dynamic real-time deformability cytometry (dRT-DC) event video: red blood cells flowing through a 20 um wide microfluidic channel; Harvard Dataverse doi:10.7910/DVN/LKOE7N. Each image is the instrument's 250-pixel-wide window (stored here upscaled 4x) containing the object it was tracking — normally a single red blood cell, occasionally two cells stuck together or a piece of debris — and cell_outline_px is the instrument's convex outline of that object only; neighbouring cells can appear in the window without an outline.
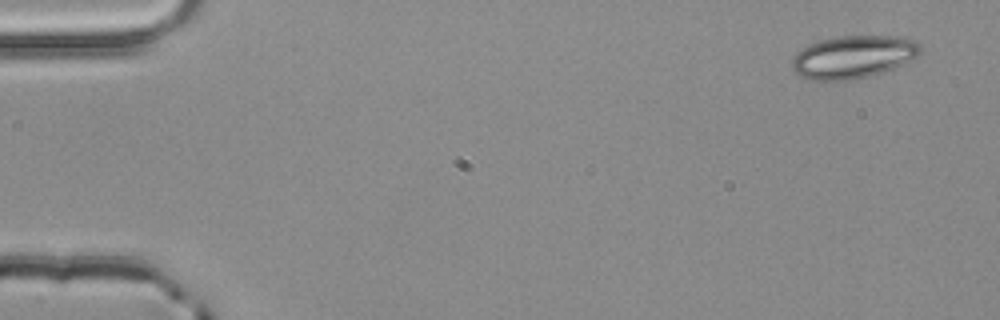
{"species": "common noctule bat (a hibernating species)", "species_latin": "Nyctalus noctula", "temperature_condition": "room temperature", "stored_images_in_passage": 3, "camera_frame_rate_fps": 3000, "um_per_image_px": 0.085, "animal": {"sex": "male", "body_mass_g": 20.4}, "frame": {"image": 1, "passage_image": 1, "time_ms": 0.0, "image_size_px": [1000, 320], "cell_outline_px": [[920, 52], [916, 56], [892, 68], [868, 76], [852, 80], [812, 80], [800, 76], [792, 68], [792, 60], [796, 52], [808, 44], [820, 40], [836, 36], [896, 36], [916, 40], [920, 44]], "centroid_in_image_um": [72.48, 4.82], "position_along_channel_um": 12.5, "area_um2": 31.73}}